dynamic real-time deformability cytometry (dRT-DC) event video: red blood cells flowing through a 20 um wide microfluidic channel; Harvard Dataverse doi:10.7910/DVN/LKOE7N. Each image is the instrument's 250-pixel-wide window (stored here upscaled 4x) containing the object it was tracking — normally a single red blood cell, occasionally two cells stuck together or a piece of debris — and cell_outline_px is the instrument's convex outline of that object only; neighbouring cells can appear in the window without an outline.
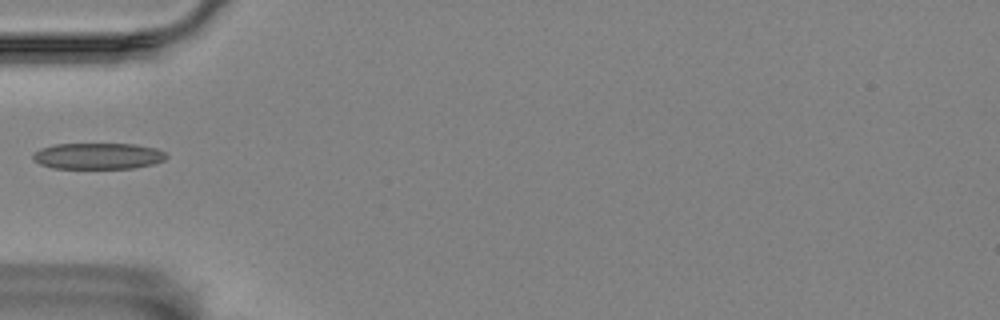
{"species": "Egyptian fruit bat (a non-hibernating species)", "species_latin": "Rousettus aegyptiacus", "temperature_condition": "room temperature", "stored_images_in_passage": 5, "camera_frame_rate_fps": 3000, "um_per_image_px": 0.085, "animal": {"sex": "female"}, "frame": {"image": 1, "passage_image": 5, "time_ms": 5.333, "image_size_px": [1000, 320], "cell_outline_px": [[168, 156], [164, 160], [152, 164], [132, 168], [52, 168], [40, 164], [32, 156], [32, 152], [40, 148], [56, 144], [136, 144], [156, 148], [164, 152]], "centroid_in_image_um": [8.32, 13.25], "position_along_channel_um": 76.7, "area_um2": 20.35}}